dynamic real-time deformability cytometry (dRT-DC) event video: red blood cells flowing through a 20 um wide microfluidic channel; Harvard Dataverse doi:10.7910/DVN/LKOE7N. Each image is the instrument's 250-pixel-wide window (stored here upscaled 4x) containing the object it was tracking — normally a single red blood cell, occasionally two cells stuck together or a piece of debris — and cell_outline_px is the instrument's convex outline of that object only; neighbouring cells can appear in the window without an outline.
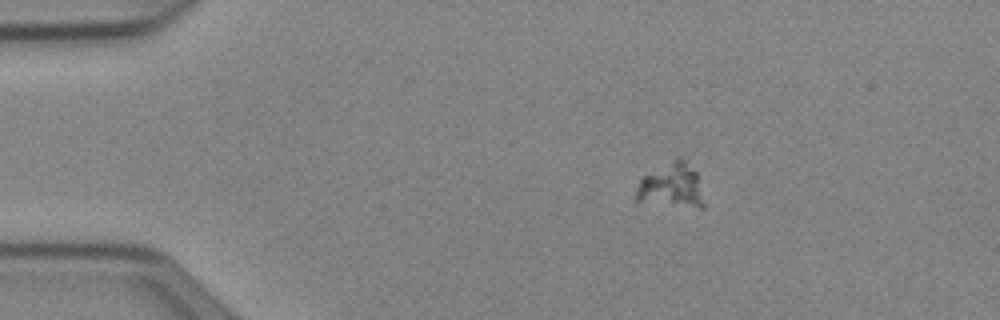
{"species": "Egyptian fruit bat (a non-hibernating species)", "species_latin": "Rousettus aegyptiacus", "temperature_condition": "cold", "stored_images_in_passage": 46, "camera_frame_rate_fps": 3000, "um_per_image_px": 0.085, "animal": {"sex": "female"}, "frame": {"image": 1, "passage_image": 3, "time_ms": 0.667, "image_size_px": [1000, 320], "cell_outline_px": [[704, 208], [700, 208], [636, 200], [636, 192], [640, 180], [644, 176], [676, 156], [680, 156], [696, 172], [704, 204]], "centroid_in_image_um": [57.09, 15.75], "position_along_channel_um": 27.9, "area_um2": 17.11}}
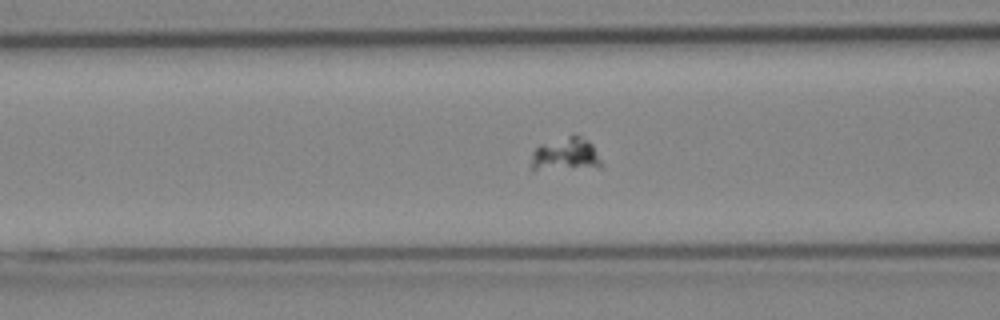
{"frame": {"image": 2, "passage_image": 15, "time_ms": 4.667, "image_size_px": [1000, 320], "cell_outline_px": [[604, 164], [600, 168], [532, 168], [532, 152], [540, 144], [576, 132], [588, 140], [592, 144]], "centroid_in_image_um": [48.17, 13.07], "position_along_channel_um": 118.4, "area_um2": 13.64}}
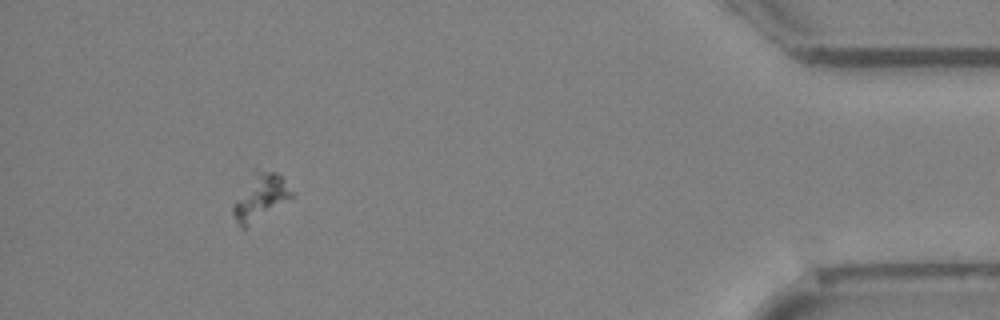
{"frame": {"image": 3, "passage_image": 42, "time_ms": 13.667, "image_size_px": [1000, 320], "cell_outline_px": [[292, 196], [244, 228], [240, 228], [232, 212], [232, 204], [256, 172], [276, 172], [284, 180], [292, 192]], "centroid_in_image_um": [22.09, 16.79], "position_along_channel_um": 413.1, "area_um2": 14.45}}